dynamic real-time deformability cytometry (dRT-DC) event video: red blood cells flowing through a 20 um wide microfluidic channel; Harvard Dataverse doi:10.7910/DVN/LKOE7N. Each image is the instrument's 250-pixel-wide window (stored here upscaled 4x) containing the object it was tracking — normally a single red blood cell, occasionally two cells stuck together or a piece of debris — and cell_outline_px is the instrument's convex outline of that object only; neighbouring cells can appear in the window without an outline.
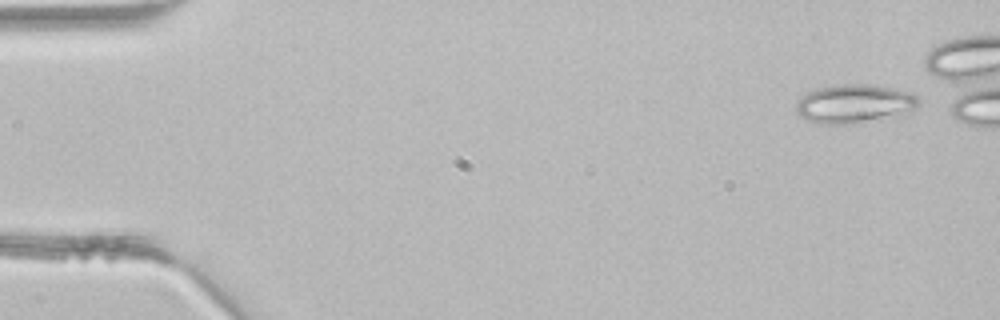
{"species": "common noctule bat (a hibernating species)", "species_latin": "Nyctalus noctula", "temperature_condition": "room temperature", "stored_images_in_passage": 4, "camera_frame_rate_fps": 3000, "um_per_image_px": 0.085, "animal": {"sex": "male", "body_mass_g": 21.5, "forearm_length_mm": 52.0}, "frame": {"image": 1, "passage_image": 1, "time_ms": 0.0, "image_size_px": [1000, 320], "cell_outline_px": [[920, 104], [908, 116], [848, 124], [820, 124], [808, 120], [800, 116], [796, 112], [796, 100], [808, 92], [820, 88], [844, 84], [876, 84], [912, 92], [920, 100]], "centroid_in_image_um": [72.73, 8.84], "position_along_channel_um": 12.3, "area_um2": 28.44}}